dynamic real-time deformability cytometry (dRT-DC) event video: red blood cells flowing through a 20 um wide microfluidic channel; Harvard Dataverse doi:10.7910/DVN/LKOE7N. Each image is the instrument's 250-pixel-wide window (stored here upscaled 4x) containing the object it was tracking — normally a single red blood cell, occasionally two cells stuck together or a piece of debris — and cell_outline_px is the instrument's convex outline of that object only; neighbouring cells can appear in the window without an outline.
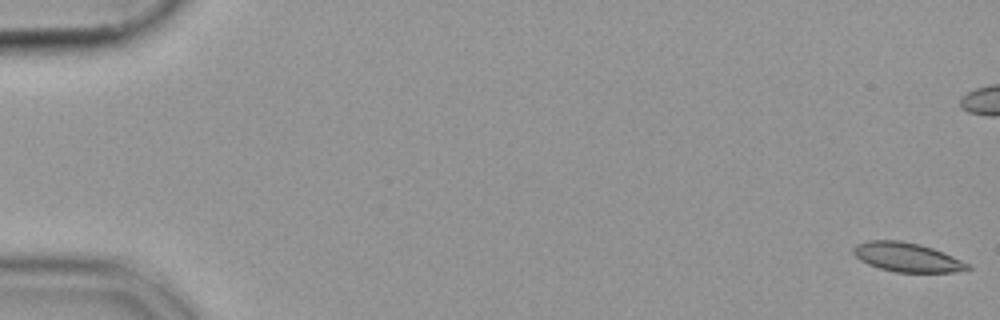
{"species": "common noctule bat (a hibernating species)", "species_latin": "Nyctalus noctula", "temperature_condition": "cold", "stored_images_in_passage": 55, "camera_frame_rate_fps": 3000, "um_per_image_px": 0.085, "animal": {"sex": "female", "body_mass_g": 19.9}, "frame": {"image": 1, "passage_image": 1, "time_ms": 0.0, "image_size_px": [1000, 320], "cell_outline_px": [[972, 268], [956, 272], [896, 272], [880, 268], [868, 264], [860, 260], [852, 252], [852, 248], [856, 244], [868, 240], [900, 240], [920, 244], [944, 252], [972, 264]], "centroid_in_image_um": [77.12, 21.86], "position_along_channel_um": 7.9, "area_um2": 19.59}}